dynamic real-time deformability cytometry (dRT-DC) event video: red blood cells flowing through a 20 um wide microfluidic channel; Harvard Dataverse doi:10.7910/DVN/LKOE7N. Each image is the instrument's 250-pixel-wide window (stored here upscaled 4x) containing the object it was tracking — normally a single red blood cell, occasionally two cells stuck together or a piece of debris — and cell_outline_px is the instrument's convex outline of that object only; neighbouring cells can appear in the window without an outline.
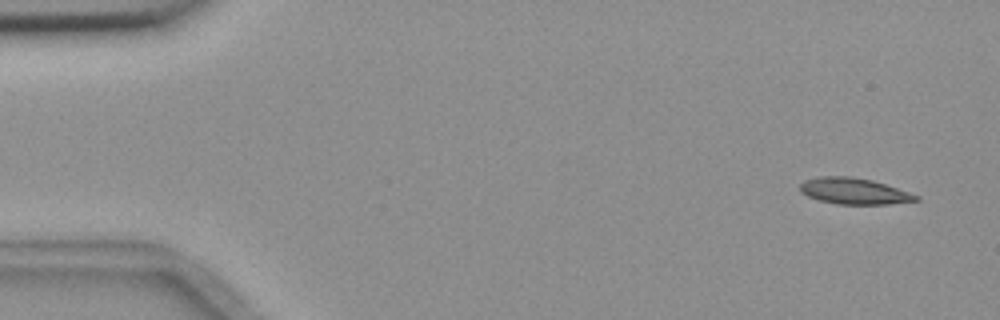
{"species": "common noctule bat (a hibernating species)", "species_latin": "Nyctalus noctula", "temperature_condition": "room temperature", "stored_images_in_passage": 10, "camera_frame_rate_fps": 3000, "um_per_image_px": 0.085, "animal": {"sex": "female", "body_mass_g": 18.4}, "frame": {"image": 1, "passage_image": 1, "time_ms": 0.0, "image_size_px": [1000, 320], "cell_outline_px": [[920, 200], [888, 204], [836, 204], [820, 200], [808, 196], [800, 192], [800, 184], [804, 180], [820, 176], [852, 176], [872, 180], [920, 196]], "centroid_in_image_um": [72.57, 16.24], "position_along_channel_um": 12.4, "area_um2": 17.63}}
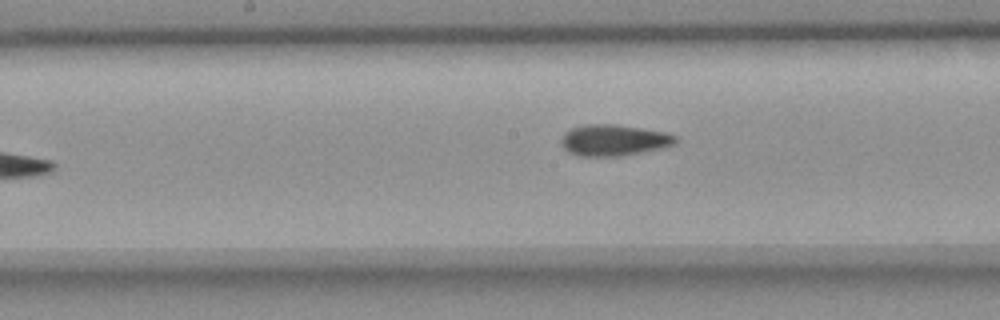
{"frame": {"image": 2, "passage_image": 10, "time_ms": 14.0, "image_size_px": [1000, 320], "cell_outline_px": [[676, 140], [672, 144], [664, 148], [620, 156], [580, 156], [568, 152], [560, 144], [560, 140], [564, 132], [572, 128], [584, 124], [616, 124], [668, 132], [676, 136]], "centroid_in_image_um": [52.15, 11.91], "position_along_channel_um": 196.1, "area_um2": 20.98}}